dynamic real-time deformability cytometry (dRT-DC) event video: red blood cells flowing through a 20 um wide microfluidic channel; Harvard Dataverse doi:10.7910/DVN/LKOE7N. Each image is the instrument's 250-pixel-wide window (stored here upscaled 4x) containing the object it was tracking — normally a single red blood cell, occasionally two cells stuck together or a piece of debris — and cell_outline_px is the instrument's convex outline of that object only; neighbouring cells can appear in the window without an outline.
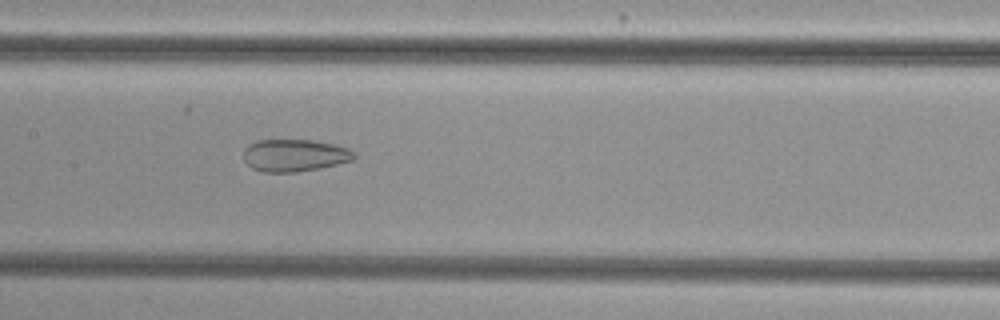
{"species": "common noctule bat (a hibernating species)", "species_latin": "Nyctalus noctula", "temperature_condition": "cold", "stored_images_in_passage": 32, "camera_frame_rate_fps": 3000, "um_per_image_px": 0.085, "animal": {"sex": "female", "body_mass_g": 29.2, "forearm_length_mm": 56.3}, "frame": {"image": 1, "passage_image": 11, "time_ms": 3.333, "image_size_px": [1000, 320], "cell_outline_px": [[356, 156], [352, 160], [320, 168], [296, 172], [264, 172], [252, 168], [244, 160], [244, 148], [248, 144], [256, 140], [312, 140], [336, 144], [348, 148]], "centroid_in_image_um": [25.01, 13.2], "position_along_channel_um": 182.4, "area_um2": 20.81}}
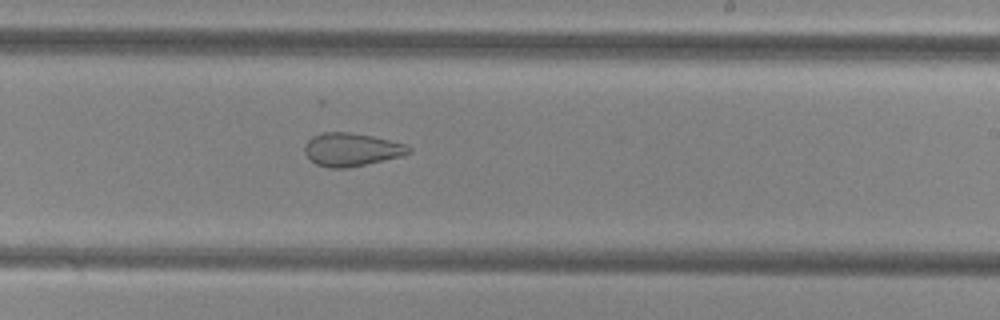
{"frame": {"image": 2, "passage_image": 17, "time_ms": 5.333, "image_size_px": [1000, 320], "cell_outline_px": [[412, 152], [400, 156], [348, 168], [328, 168], [316, 164], [304, 152], [304, 144], [312, 136], [320, 132], [348, 132], [372, 136], [404, 144], [412, 148]], "centroid_in_image_um": [29.84, 12.71], "position_along_channel_um": 259.2, "area_um2": 20.0}}
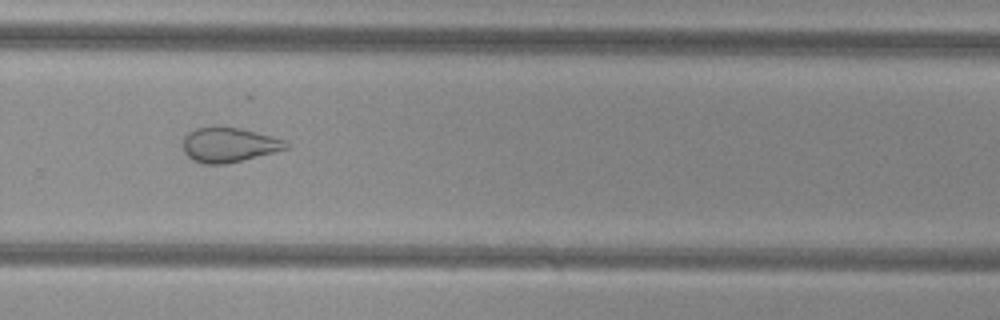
{"frame": {"image": 3, "passage_image": 21, "time_ms": 6.667, "image_size_px": [1000, 320], "cell_outline_px": [[288, 148], [228, 164], [204, 164], [192, 160], [184, 152], [184, 136], [188, 132], [196, 128], [212, 124], [220, 124], [240, 128], [272, 136], [284, 140], [288, 144]], "centroid_in_image_um": [19.41, 12.28], "position_along_channel_um": 310.4, "area_um2": 21.21}}